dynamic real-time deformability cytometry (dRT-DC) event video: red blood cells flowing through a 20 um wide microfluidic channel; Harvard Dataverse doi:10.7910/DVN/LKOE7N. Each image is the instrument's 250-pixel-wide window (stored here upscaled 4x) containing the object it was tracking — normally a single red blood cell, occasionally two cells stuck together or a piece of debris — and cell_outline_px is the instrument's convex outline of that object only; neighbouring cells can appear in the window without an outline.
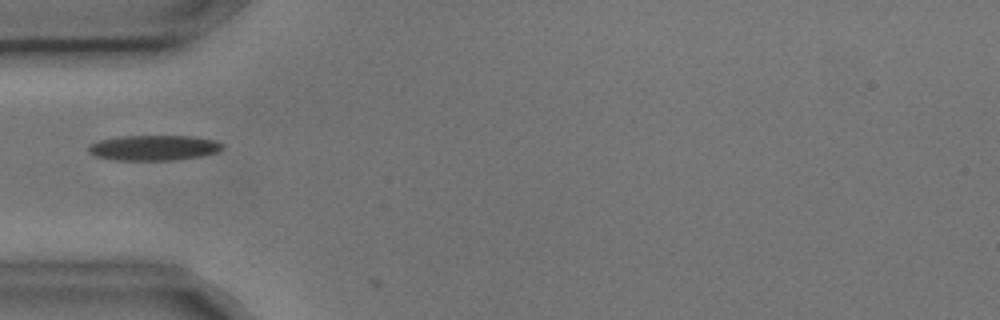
{"species": "common noctule bat (a hibernating species)", "species_latin": "Nyctalus noctula", "temperature_condition": "cold", "stored_images_in_passage": 10, "camera_frame_rate_fps": 3000, "um_per_image_px": 0.085, "animal": {"sex": "male", "body_mass_g": 17.9, "forearm_length_mm": 54.2}, "frame": {"image": 1, "passage_image": 4, "time_ms": 1.0, "image_size_px": [1000, 320], "cell_outline_px": [[224, 148], [216, 152], [200, 156], [172, 160], [112, 160], [96, 156], [88, 152], [88, 144], [100, 140], [120, 136], [192, 136], [216, 140], [224, 144]], "centroid_in_image_um": [13.06, 12.56], "position_along_channel_um": 71.9, "area_um2": 19.83}}
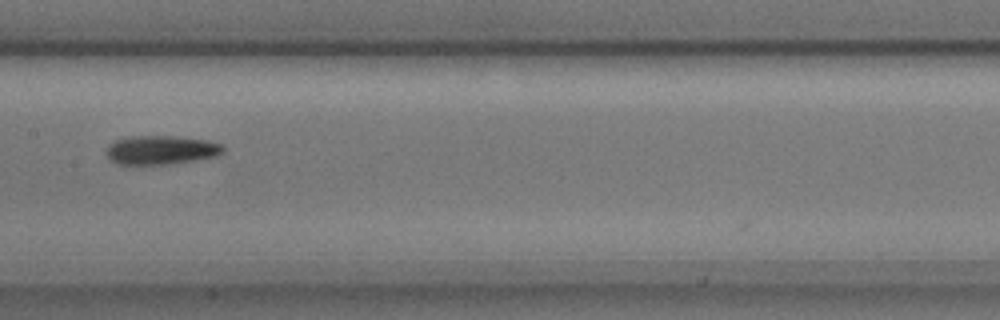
{"frame": {"image": 2, "passage_image": 7, "time_ms": 2.0, "image_size_px": [1000, 320], "cell_outline_px": [[224, 152], [216, 156], [196, 160], [168, 164], [116, 164], [108, 160], [104, 152], [108, 144], [116, 140], [132, 136], [176, 136], [208, 140], [220, 144], [224, 148]], "centroid_in_image_um": [13.64, 12.75], "position_along_channel_um": 193.8, "area_um2": 19.88}}
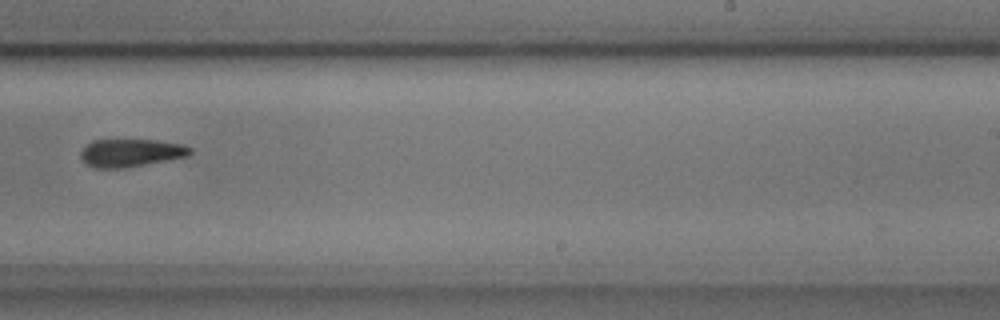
{"frame": {"image": 3, "passage_image": 9, "time_ms": 2.667, "image_size_px": [1000, 320], "cell_outline_px": [[192, 152], [188, 156], [128, 168], [92, 168], [84, 164], [80, 156], [80, 152], [92, 140], [156, 140], [180, 144], [192, 148]], "centroid_in_image_um": [11.09, 13.01], "position_along_channel_um": 277.9, "area_um2": 17.92}}